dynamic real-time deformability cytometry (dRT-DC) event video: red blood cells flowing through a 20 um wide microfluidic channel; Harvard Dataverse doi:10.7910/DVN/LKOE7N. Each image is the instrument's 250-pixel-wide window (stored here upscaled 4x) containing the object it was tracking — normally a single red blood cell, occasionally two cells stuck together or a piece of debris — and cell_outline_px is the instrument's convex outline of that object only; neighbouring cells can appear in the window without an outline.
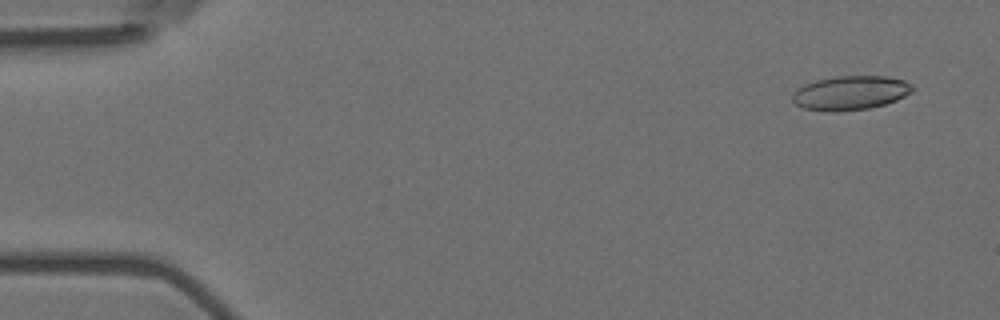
{"species": "Egyptian fruit bat (a non-hibernating species)", "species_latin": "Rousettus aegyptiacus", "temperature_condition": "room temperature", "stored_images_in_passage": 5, "camera_frame_rate_fps": 3000, "um_per_image_px": 0.085, "animal": {"sex": "female"}, "frame": {"image": 1, "passage_image": 1, "time_ms": 0.0, "image_size_px": [1000, 320], "cell_outline_px": [[916, 88], [912, 92], [896, 100], [884, 104], [868, 108], [836, 112], [832, 112], [804, 108], [796, 104], [792, 100], [792, 92], [796, 88], [804, 84], [816, 80], [832, 76], [884, 76], [904, 80], [912, 84]], "centroid_in_image_um": [72.27, 7.88], "position_along_channel_um": 12.7, "area_um2": 24.04}}